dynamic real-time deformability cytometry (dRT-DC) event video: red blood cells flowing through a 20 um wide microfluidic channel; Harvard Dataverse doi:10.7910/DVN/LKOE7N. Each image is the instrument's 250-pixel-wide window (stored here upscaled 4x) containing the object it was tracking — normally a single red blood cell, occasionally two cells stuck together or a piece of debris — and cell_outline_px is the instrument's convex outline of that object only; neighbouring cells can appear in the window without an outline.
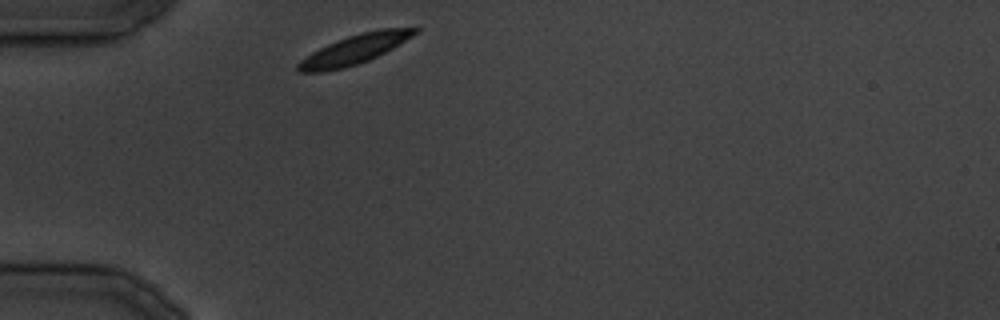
{"species": "common noctule bat (a hibernating species)", "species_latin": "Nyctalus noctula", "temperature_condition": "cold", "stored_images_in_passage": 4, "camera_frame_rate_fps": 3000, "um_per_image_px": 0.085, "animal": {"sex": "male", "body_mass_g": 19.5, "forearm_length_mm": 54.6}, "frame": {"image": 1, "passage_image": 1, "time_ms": 0.0, "image_size_px": [1000, 320], "cell_outline_px": [[420, 32], [392, 48], [368, 60], [344, 68], [324, 72], [300, 72], [296, 68], [296, 64], [300, 60], [312, 52], [328, 44], [348, 36], [360, 32], [380, 28], [420, 28]], "centroid_in_image_um": [30.13, 4.19], "position_along_channel_um": 54.9, "area_um2": 19.83}}